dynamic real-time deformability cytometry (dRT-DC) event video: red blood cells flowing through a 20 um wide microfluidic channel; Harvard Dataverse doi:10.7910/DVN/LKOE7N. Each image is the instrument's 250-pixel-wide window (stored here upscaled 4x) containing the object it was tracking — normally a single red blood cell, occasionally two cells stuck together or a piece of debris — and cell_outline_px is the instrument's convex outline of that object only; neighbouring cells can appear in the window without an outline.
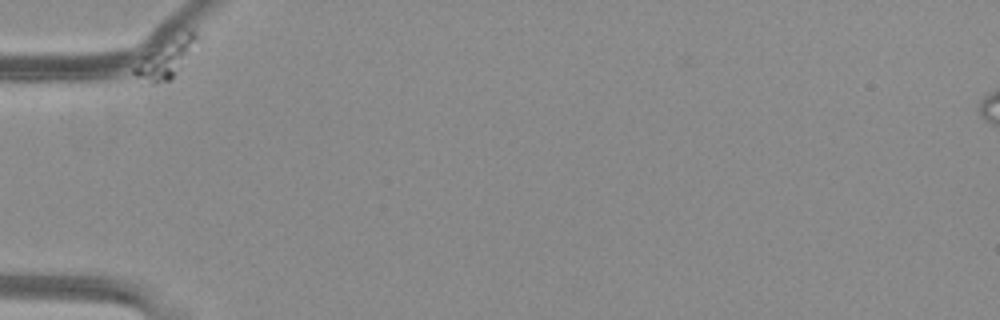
{"species": "common noctule bat (a hibernating species)", "species_latin": "Nyctalus noctula", "temperature_condition": "warm", "stored_images_in_passage": 36, "camera_frame_rate_fps": 3000, "um_per_image_px": 0.085, "animal": {"sex": "female", "body_mass_g": 29.2, "forearm_length_mm": 56.3}, "frame": {"image": 1, "passage_image": 1, "time_ms": 0.0, "image_size_px": [1000, 320], "cell_outline_px": [[200, 40], [176, 76], [172, 80], [156, 84], [148, 84], [136, 76], [132, 72], [132, 68], [140, 56], [184, 24], [192, 28]], "centroid_in_image_um": [14.16, 4.83], "position_along_channel_um": 70.8, "area_um2": 15.95}}
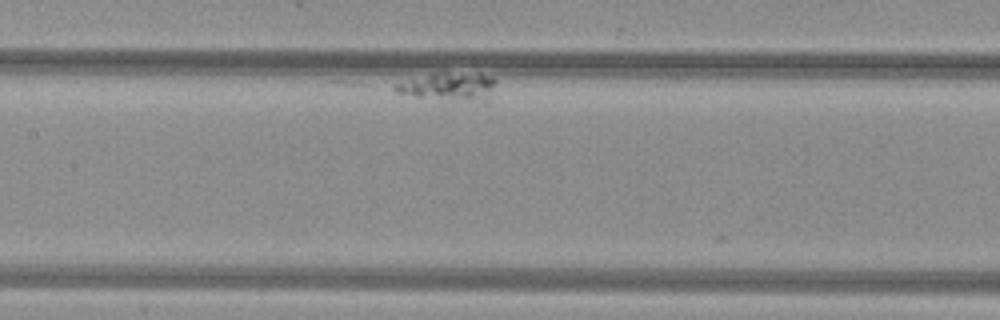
{"frame": {"image": 2, "passage_image": 20, "time_ms": 6.333, "image_size_px": [1000, 320], "cell_outline_px": [[496, 84], [488, 100], [448, 100], [416, 96], [396, 92], [392, 88], [392, 84], [428, 76], [492, 76], [496, 80]], "centroid_in_image_um": [38.15, 7.44], "position_along_channel_um": 169.2, "area_um2": 14.85}}
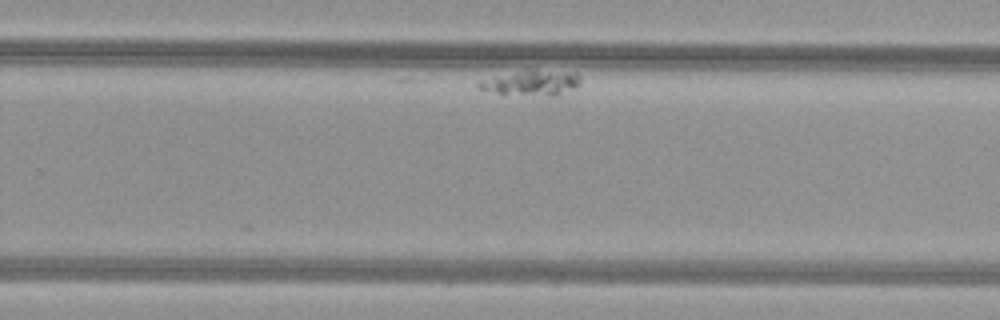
{"frame": {"image": 3, "passage_image": 36, "time_ms": 11.667, "image_size_px": [1000, 320], "cell_outline_px": [[580, 84], [576, 88], [556, 96], [548, 96], [496, 92], [476, 88], [476, 84], [480, 80], [496, 76], [516, 72], [576, 72], [580, 76]], "centroid_in_image_um": [45.22, 7.07], "position_along_channel_um": 284.6, "area_um2": 14.22}}